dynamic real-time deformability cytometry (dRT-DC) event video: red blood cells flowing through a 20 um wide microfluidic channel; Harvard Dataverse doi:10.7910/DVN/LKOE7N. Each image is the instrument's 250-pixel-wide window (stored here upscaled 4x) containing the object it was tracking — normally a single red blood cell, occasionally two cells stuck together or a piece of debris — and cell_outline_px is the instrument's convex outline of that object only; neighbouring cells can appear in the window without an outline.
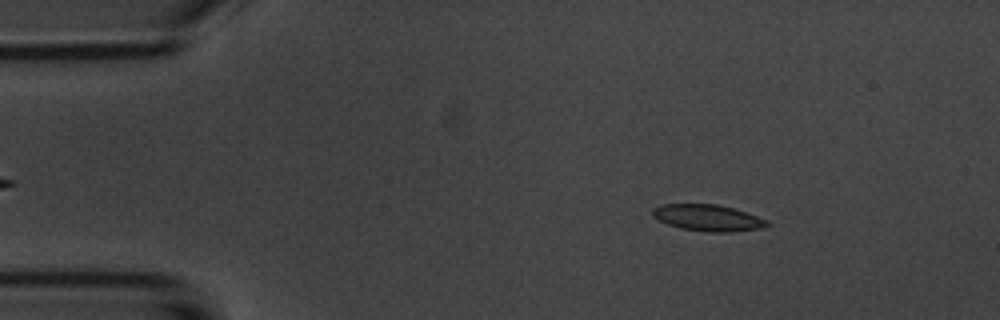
{"species": "common noctule bat (a hibernating species)", "species_latin": "Nyctalus noctula", "temperature_condition": "room temperature", "stored_images_in_passage": 53, "camera_frame_rate_fps": 3000, "um_per_image_px": 0.085, "animal": {"sex": "male", "body_mass_g": 20.1, "forearm_length_mm": 53.5}, "frame": {"image": 1, "passage_image": 7, "time_ms": 2.0, "image_size_px": [1000, 320], "cell_outline_px": [[768, 224], [764, 228], [728, 232], [704, 232], [680, 228], [668, 224], [652, 216], [652, 208], [660, 204], [716, 204], [732, 208], [768, 220]], "centroid_in_image_um": [60.13, 18.52], "position_along_channel_um": 24.9, "area_um2": 17.57}}
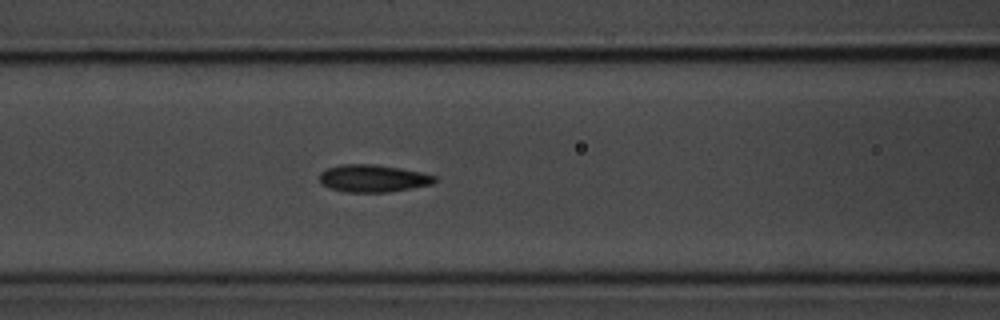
{"frame": {"image": 2, "passage_image": 21, "time_ms": 6.667, "image_size_px": [1000, 320], "cell_outline_px": [[436, 180], [432, 184], [412, 188], [388, 192], [344, 192], [332, 188], [324, 184], [320, 180], [320, 172], [328, 168], [340, 164], [376, 164], [400, 168], [420, 172], [436, 176]], "centroid_in_image_um": [31.72, 15.15], "position_along_channel_um": 134.9, "area_um2": 18.26}}
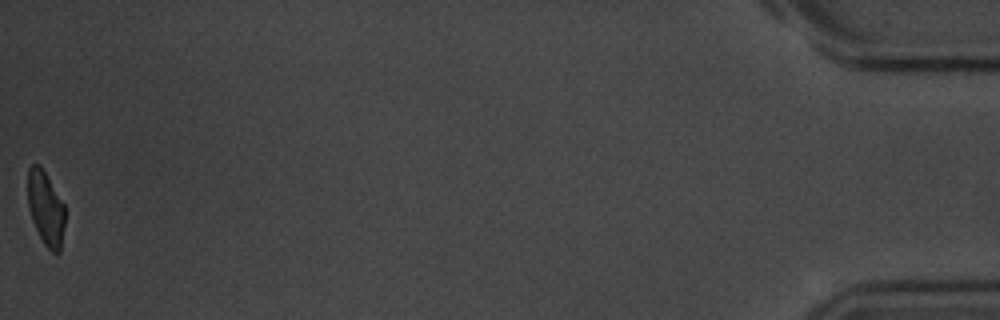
{"frame": {"image": 3, "passage_image": 53, "time_ms": 17.333, "image_size_px": [1000, 320], "cell_outline_px": [[64, 224], [60, 252], [52, 252], [44, 244], [32, 220], [28, 208], [28, 168], [32, 164], [40, 164], [64, 204]], "centroid_in_image_um": [3.87, 17.69], "position_along_channel_um": 431.3, "area_um2": 15.9}, "authors_computed_cell_mechanics": {"area_um2": 17.8602, "velocity_mm_per_s": 3.7116, "shape_relaxation_time_tau1_ms": 2.3144, "shape_relaxation_time_tau2_ms": 1.8752, "deformation_change_tau1": 0.1057, "deformation_change_tau2": 0.0662}}